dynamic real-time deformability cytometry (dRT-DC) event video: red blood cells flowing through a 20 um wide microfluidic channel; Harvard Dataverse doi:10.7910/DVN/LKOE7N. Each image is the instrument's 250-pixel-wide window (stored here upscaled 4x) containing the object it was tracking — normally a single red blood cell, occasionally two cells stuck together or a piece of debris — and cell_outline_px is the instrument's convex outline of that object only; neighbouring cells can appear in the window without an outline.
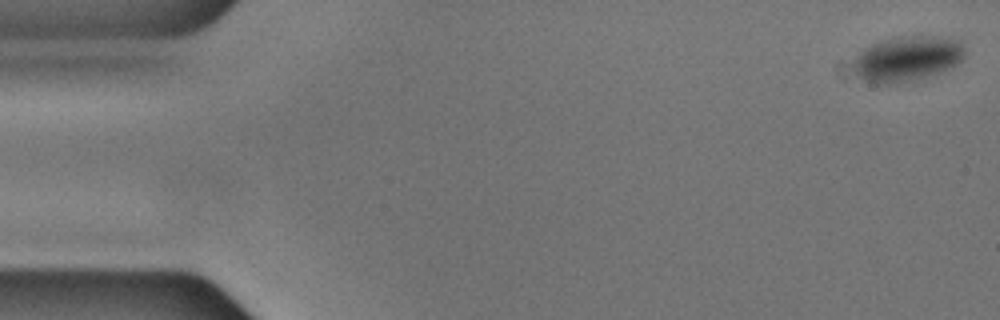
{"species": "common noctule bat (a hibernating species)", "species_latin": "Nyctalus noctula", "temperature_condition": "cold", "stored_images_in_passage": 17, "camera_frame_rate_fps": 3000, "um_per_image_px": 0.085, "animal": {"sex": "male", "body_mass_g": 17.9, "forearm_length_mm": 54.2}, "frame": {"image": 1, "passage_image": 1, "time_ms": 0.0, "image_size_px": [1000, 320], "cell_outline_px": [[964, 56], [956, 64], [940, 72], [908, 80], [888, 84], [876, 84], [864, 80], [856, 72], [852, 64], [852, 60], [864, 48], [880, 40], [900, 36], [916, 36], [956, 40], [964, 48]], "centroid_in_image_um": [77.03, 4.98], "position_along_channel_um": 8.0, "area_um2": 28.55}}
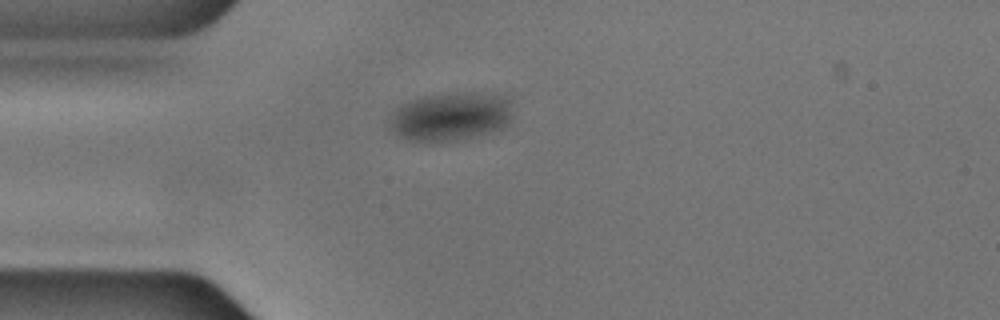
{"frame": {"image": 2, "passage_image": 14, "time_ms": 4.333, "image_size_px": [1000, 320], "cell_outline_px": [[512, 116], [500, 128], [488, 132], [456, 140], [432, 144], [428, 144], [408, 140], [396, 136], [392, 132], [388, 124], [396, 108], [412, 100], [424, 96], [468, 92], [472, 92], [512, 96]], "centroid_in_image_um": [38.29, 9.92], "position_along_channel_um": 46.7, "area_um2": 35.2}}